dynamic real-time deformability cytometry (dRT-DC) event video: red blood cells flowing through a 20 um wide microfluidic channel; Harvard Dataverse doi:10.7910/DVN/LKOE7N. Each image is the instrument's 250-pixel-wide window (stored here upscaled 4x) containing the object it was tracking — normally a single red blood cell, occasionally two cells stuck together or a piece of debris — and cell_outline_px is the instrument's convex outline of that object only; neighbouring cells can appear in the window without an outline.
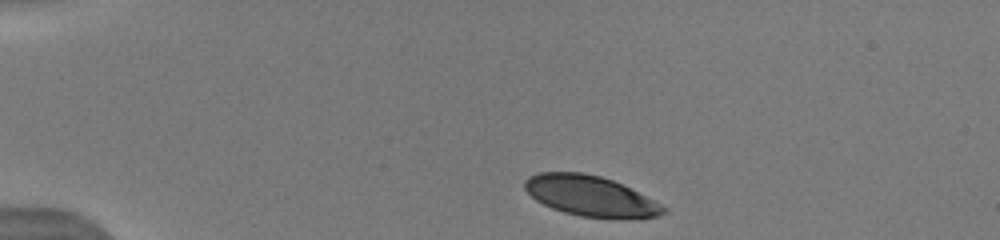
{"species": "human", "species_latin": "Homo sapiens", "temperature_condition": "warm", "stored_images_in_passage": 8, "camera_frame_rate_fps": 3000, "um_per_image_px": 0.085, "donor": {"sex": "male"}, "frame": {"image": 1, "passage_image": 1, "time_ms": 0.0, "image_size_px": [1000, 240], "cell_outline_px": [[668, 208], [664, 212], [656, 216], [640, 220], [580, 216], [564, 212], [552, 208], [536, 200], [524, 188], [524, 180], [528, 176], [540, 172], [580, 172], [600, 176], [612, 180]], "centroid_in_image_um": [50.17, 16.67], "position_along_channel_um": 34.8, "area_um2": 32.48}}
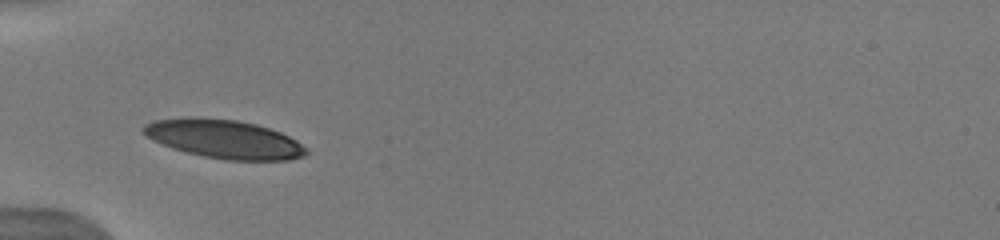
{"frame": {"image": 2, "passage_image": 4, "time_ms": 2.333, "image_size_px": [1000, 240], "cell_outline_px": [[308, 152], [304, 156], [288, 160], [228, 160], [204, 156], [172, 148], [152, 140], [140, 128], [144, 124], [156, 120], [184, 116], [196, 116], [236, 120], [256, 124], [280, 132], [296, 140], [308, 148]], "centroid_in_image_um": [19.04, 11.8], "position_along_channel_um": 66.0, "area_um2": 36.76}}